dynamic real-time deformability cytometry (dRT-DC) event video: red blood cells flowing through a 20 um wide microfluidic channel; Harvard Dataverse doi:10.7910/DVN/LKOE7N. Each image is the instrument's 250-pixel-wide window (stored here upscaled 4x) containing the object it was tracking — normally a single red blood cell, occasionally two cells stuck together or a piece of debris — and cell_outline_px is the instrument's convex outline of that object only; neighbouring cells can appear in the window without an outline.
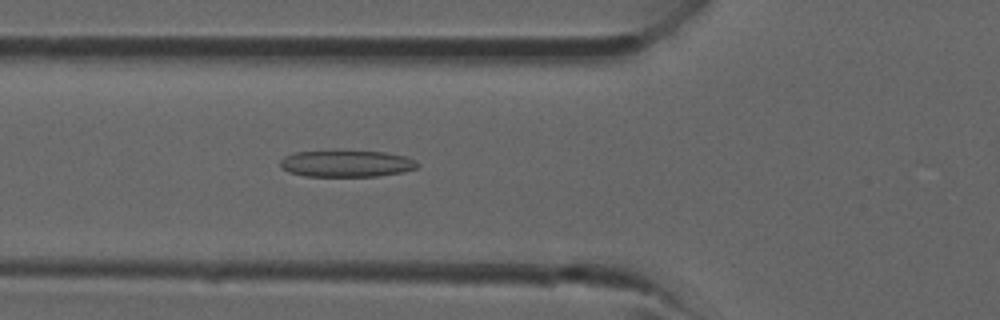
{"species": "common noctule bat (a hibernating species)", "species_latin": "Nyctalus noctula", "temperature_condition": "room temperature", "stored_images_in_passage": 38, "camera_frame_rate_fps": 3000, "um_per_image_px": 0.085, "animal": {"sex": "male", "forearm_length_mm": 52.5}, "frame": {"image": 1, "passage_image": 13, "time_ms": 4.0, "image_size_px": [1000, 320], "cell_outline_px": [[420, 164], [416, 168], [404, 172], [376, 176], [304, 176], [288, 172], [280, 168], [280, 160], [284, 156], [296, 152], [336, 148], [384, 152], [408, 156], [416, 160]], "centroid_in_image_um": [29.43, 13.86], "position_along_channel_um": 96.4, "area_um2": 22.43}}
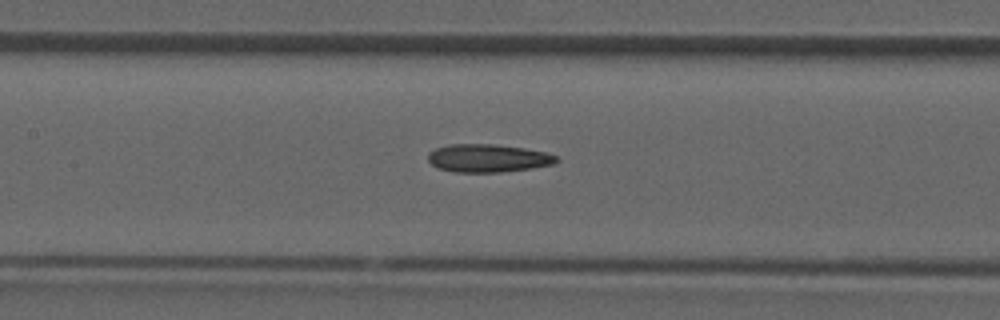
{"frame": {"image": 2, "passage_image": 17, "time_ms": 5.333, "image_size_px": [1000, 320], "cell_outline_px": [[560, 160], [552, 164], [532, 168], [500, 172], [456, 172], [436, 168], [428, 160], [428, 152], [436, 148], [448, 144], [496, 144], [524, 148], [548, 152], [556, 156]], "centroid_in_image_um": [41.47, 13.44], "position_along_channel_um": 165.9, "area_um2": 21.1}}
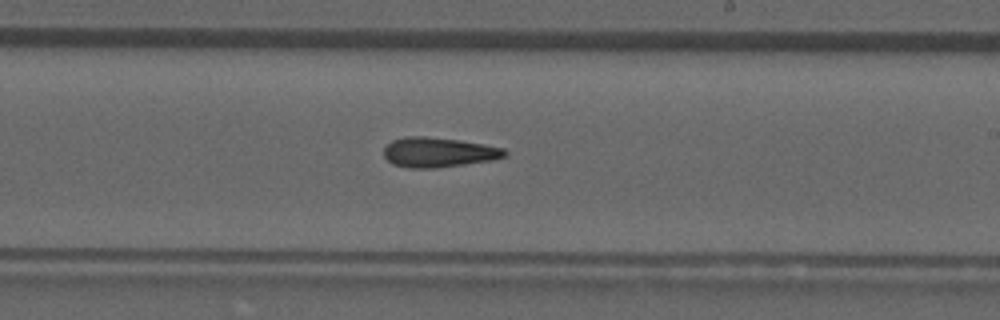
{"frame": {"image": 3, "passage_image": 22, "time_ms": 7.0, "image_size_px": [1000, 320], "cell_outline_px": [[508, 156], [492, 160], [436, 168], [408, 168], [392, 164], [384, 156], [384, 148], [392, 140], [404, 136], [424, 136], [460, 140], [484, 144], [504, 148], [508, 152]], "centroid_in_image_um": [37.28, 12.94], "position_along_channel_um": 251.7, "area_um2": 21.15}}